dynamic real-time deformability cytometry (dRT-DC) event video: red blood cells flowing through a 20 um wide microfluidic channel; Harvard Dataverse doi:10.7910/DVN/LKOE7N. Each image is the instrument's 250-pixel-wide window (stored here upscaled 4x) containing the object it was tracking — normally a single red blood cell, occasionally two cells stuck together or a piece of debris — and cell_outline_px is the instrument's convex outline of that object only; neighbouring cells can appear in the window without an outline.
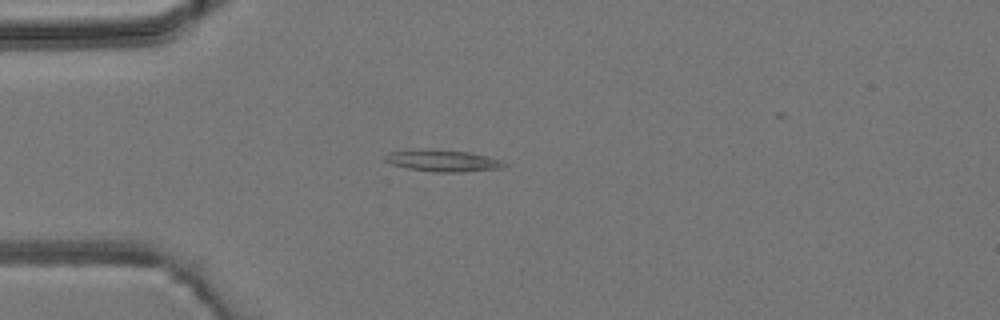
{"species": "common noctule bat (a hibernating species)", "species_latin": "Nyctalus noctula", "temperature_condition": "room temperature", "stored_images_in_passage": 5, "camera_frame_rate_fps": 3000, "um_per_image_px": 0.085, "animal": {"sex": "male", "body_mass_g": 19.2, "forearm_length_mm": 51.8}, "frame": {"image": 1, "passage_image": 4, "time_ms": 3.333, "image_size_px": [1000, 320], "cell_outline_px": [[508, 164], [504, 168], [460, 172], [432, 172], [408, 168], [392, 164], [384, 160], [384, 156], [388, 152], [404, 148], [432, 148], [468, 152], [488, 156], [504, 160]], "centroid_in_image_um": [37.61, 13.63], "position_along_channel_um": 47.4, "area_um2": 15.72}}